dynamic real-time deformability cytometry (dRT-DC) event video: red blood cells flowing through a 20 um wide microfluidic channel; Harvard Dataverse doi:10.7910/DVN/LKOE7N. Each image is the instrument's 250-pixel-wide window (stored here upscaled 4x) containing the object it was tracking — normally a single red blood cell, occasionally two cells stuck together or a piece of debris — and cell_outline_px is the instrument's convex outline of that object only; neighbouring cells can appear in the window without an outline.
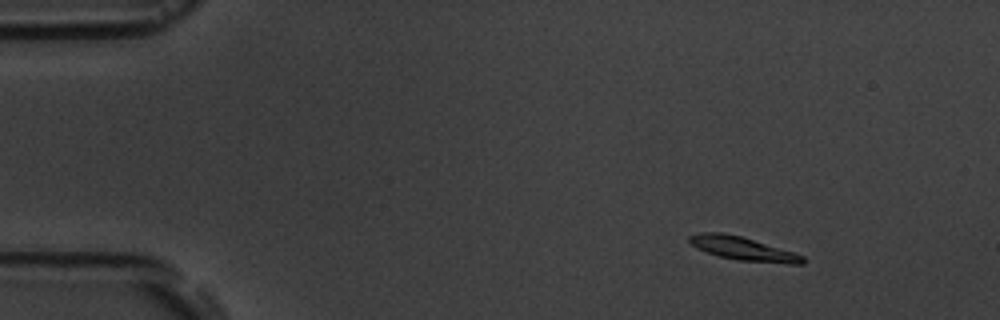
{"species": "common noctule bat (a hibernating species)", "species_latin": "Nyctalus noctula", "temperature_condition": "room temperature", "stored_images_in_passage": 7, "camera_frame_rate_fps": 3000, "um_per_image_px": 0.085, "animal": {"sex": "male", "body_mass_g": 19.5, "forearm_length_mm": 54.6}, "frame": {"image": 1, "passage_image": 3, "time_ms": 2.0, "image_size_px": [1000, 320], "cell_outline_px": [[804, 264], [788, 264], [736, 260], [720, 256], [696, 248], [688, 240], [688, 236], [700, 232], [724, 232], [740, 236], [792, 252], [804, 256]], "centroid_in_image_um": [63.12, 21.13], "position_along_channel_um": 21.9, "area_um2": 15.32}}
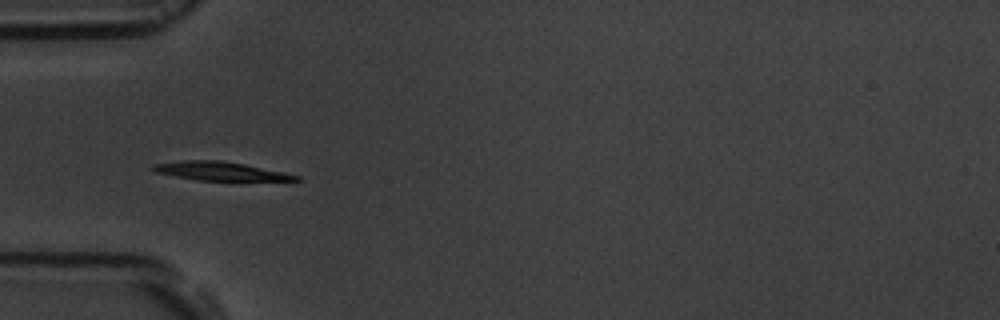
{"frame": {"image": 2, "passage_image": 6, "time_ms": 5.667, "image_size_px": [1000, 320], "cell_outline_px": [[300, 180], [196, 180], [156, 172], [148, 168], [152, 164], [180, 160], [220, 160], [244, 164], [284, 172], [300, 176]], "centroid_in_image_um": [18.64, 14.53], "position_along_channel_um": 66.4, "area_um2": 15.37}}
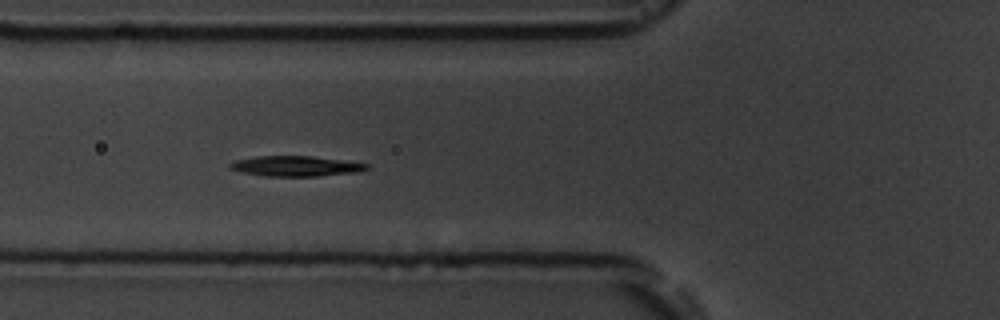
{"frame": {"image": 3, "passage_image": 7, "time_ms": 6.667, "image_size_px": [1000, 320], "cell_outline_px": [[368, 168], [360, 172], [316, 176], [264, 176], [240, 172], [228, 168], [228, 164], [232, 160], [256, 156], [312, 156], [368, 164]], "centroid_in_image_um": [25.05, 14.12], "position_along_channel_um": 100.7, "area_um2": 16.24}}